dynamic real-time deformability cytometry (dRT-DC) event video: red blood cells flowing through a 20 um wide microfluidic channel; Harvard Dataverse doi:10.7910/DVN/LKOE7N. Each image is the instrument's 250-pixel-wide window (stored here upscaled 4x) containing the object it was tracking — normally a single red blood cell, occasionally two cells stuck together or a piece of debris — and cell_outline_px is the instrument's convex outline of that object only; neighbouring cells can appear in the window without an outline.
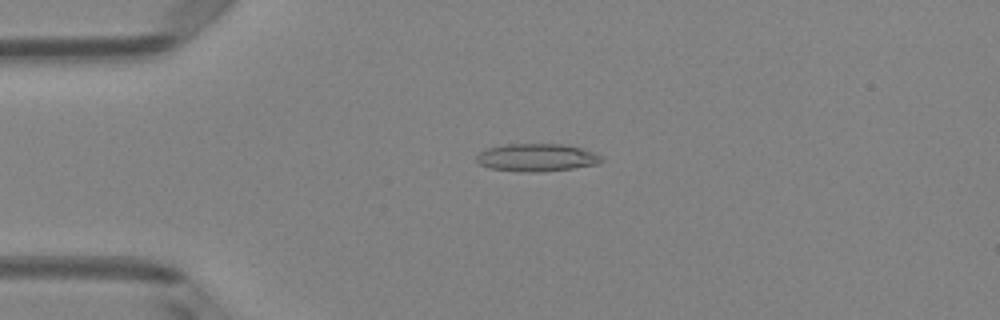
{"species": "Egyptian fruit bat (a non-hibernating species)", "species_latin": "Rousettus aegyptiacus", "temperature_condition": "room temperature", "stored_images_in_passage": 8, "camera_frame_rate_fps": 3000, "um_per_image_px": 0.085, "animal": {"sex": "female"}, "frame": {"image": 1, "passage_image": 4, "time_ms": 1.0, "image_size_px": [1000, 320], "cell_outline_px": [[604, 160], [596, 164], [572, 168], [540, 172], [520, 172], [488, 168], [480, 164], [476, 160], [476, 156], [480, 152], [488, 148], [508, 144], [560, 144], [580, 148], [592, 152], [600, 156]], "centroid_in_image_um": [45.58, 13.4], "position_along_channel_um": 39.4, "area_um2": 20.0}}
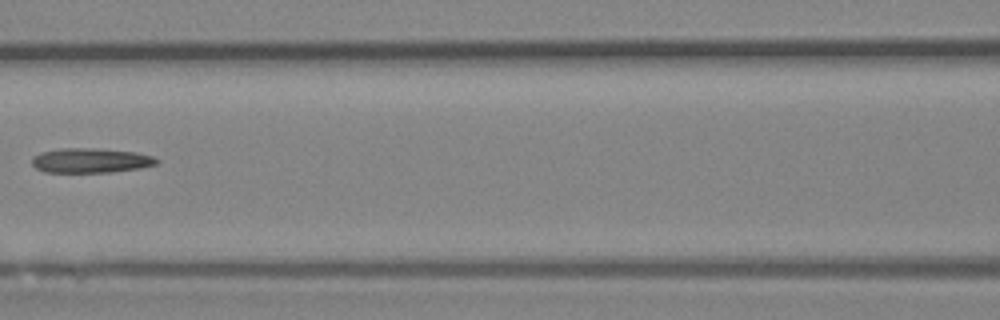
{"frame": {"image": 2, "passage_image": 7, "time_ms": 2.0, "image_size_px": [1000, 320], "cell_outline_px": [[160, 160], [156, 164], [140, 168], [112, 172], [44, 172], [36, 168], [32, 164], [32, 156], [40, 152], [60, 148], [100, 148], [136, 152], [152, 156]], "centroid_in_image_um": [7.69, 13.63], "position_along_channel_um": 158.9, "area_um2": 18.09}}
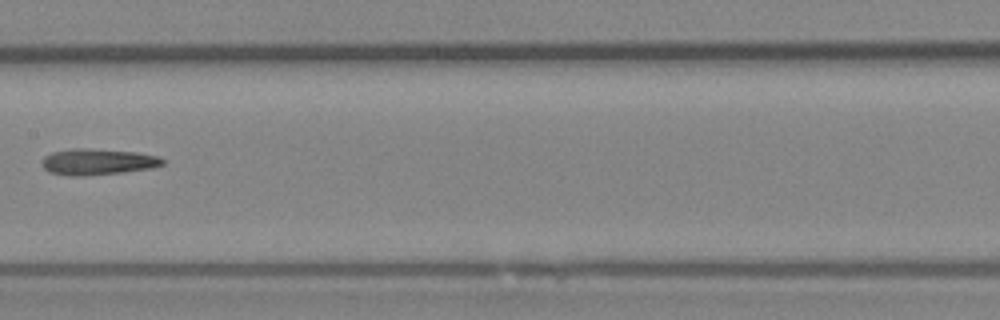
{"frame": {"image": 3, "passage_image": 8, "time_ms": 2.333, "image_size_px": [1000, 320], "cell_outline_px": [[164, 164], [152, 168], [120, 172], [84, 176], [68, 176], [48, 172], [44, 168], [44, 156], [52, 152], [72, 148], [84, 148], [136, 152], [160, 156], [164, 160]], "centroid_in_image_um": [8.31, 13.75], "position_along_channel_um": 199.1, "area_um2": 18.32}}